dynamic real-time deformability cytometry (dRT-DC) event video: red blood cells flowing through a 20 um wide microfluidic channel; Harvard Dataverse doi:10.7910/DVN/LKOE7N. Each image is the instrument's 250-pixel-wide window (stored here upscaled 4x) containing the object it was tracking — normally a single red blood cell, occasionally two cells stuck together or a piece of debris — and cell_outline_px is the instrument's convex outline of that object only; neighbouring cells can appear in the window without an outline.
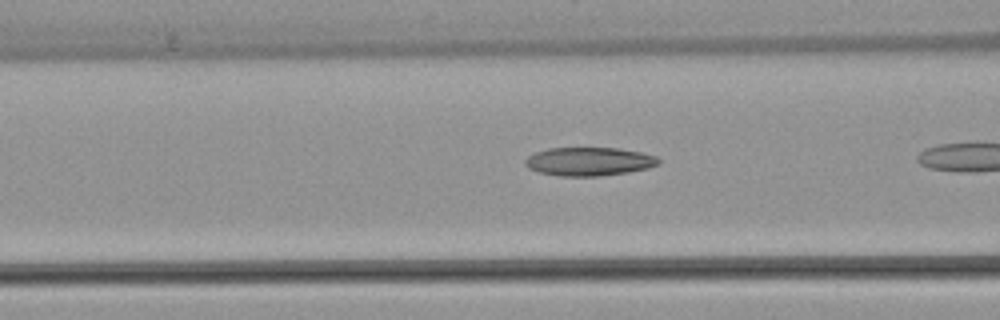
{"species": "common noctule bat (a hibernating species)", "species_latin": "Nyctalus noctula", "temperature_condition": "warm", "stored_images_in_passage": 7, "camera_frame_rate_fps": 3000, "um_per_image_px": 0.085, "animal": {"sex": "female", "body_mass_g": 22.7, "forearm_length_mm": 54.2}, "frame": {"image": 1, "passage_image": 5, "time_ms": 1.333, "image_size_px": [1000, 320], "cell_outline_px": [[660, 164], [648, 168], [628, 172], [600, 176], [560, 176], [540, 172], [528, 168], [524, 164], [524, 160], [528, 156], [536, 152], [548, 148], [620, 148], [640, 152], [656, 156], [660, 160]], "centroid_in_image_um": [50.07, 13.72], "position_along_channel_um": 116.5, "area_um2": 22.2}}